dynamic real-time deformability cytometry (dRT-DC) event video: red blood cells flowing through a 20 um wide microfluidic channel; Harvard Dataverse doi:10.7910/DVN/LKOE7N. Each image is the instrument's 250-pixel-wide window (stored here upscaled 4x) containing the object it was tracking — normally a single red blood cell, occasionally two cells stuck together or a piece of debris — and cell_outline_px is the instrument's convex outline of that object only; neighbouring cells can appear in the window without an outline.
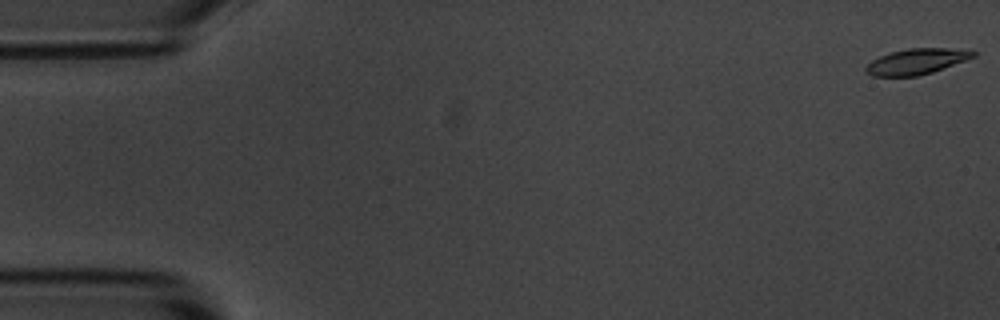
{"species": "common noctule bat (a hibernating species)", "species_latin": "Nyctalus noctula", "temperature_condition": "room temperature", "stored_images_in_passage": 5, "camera_frame_rate_fps": 3000, "um_per_image_px": 0.085, "animal": {"sex": "male", "body_mass_g": 20.1, "forearm_length_mm": 53.5}, "frame": {"image": 1, "passage_image": 1, "time_ms": 0.0, "image_size_px": [1000, 320], "cell_outline_px": [[976, 56], [932, 72], [916, 76], [872, 76], [864, 68], [872, 60], [880, 56], [892, 52], [908, 48], [948, 48], [976, 52]], "centroid_in_image_um": [77.88, 5.22], "position_along_channel_um": 7.1, "area_um2": 15.72}}
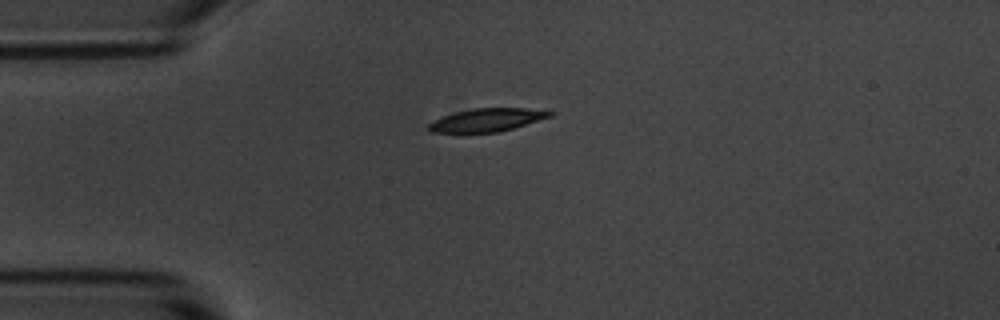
{"frame": {"image": 2, "passage_image": 4, "time_ms": 4.333, "image_size_px": [1000, 320], "cell_outline_px": [[556, 112], [552, 116], [512, 128], [496, 132], [460, 136], [432, 132], [424, 128], [432, 120], [456, 112], [472, 108], [524, 108]], "centroid_in_image_um": [41.24, 10.25], "position_along_channel_um": 43.8, "area_um2": 17.05}}